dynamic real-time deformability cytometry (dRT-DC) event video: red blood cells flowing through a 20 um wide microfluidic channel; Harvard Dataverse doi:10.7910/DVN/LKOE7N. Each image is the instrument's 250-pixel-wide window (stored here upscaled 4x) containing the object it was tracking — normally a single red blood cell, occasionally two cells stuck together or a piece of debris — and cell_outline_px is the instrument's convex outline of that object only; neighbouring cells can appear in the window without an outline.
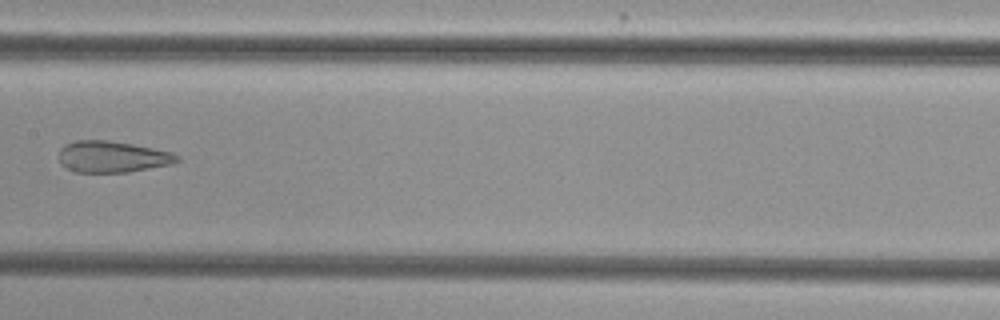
{"species": "common noctule bat (a hibernating species)", "species_latin": "Nyctalus noctula", "temperature_condition": "cold", "stored_images_in_passage": 5, "camera_frame_rate_fps": 3000, "um_per_image_px": 0.085, "animal": {"sex": "female", "body_mass_g": 29.2, "forearm_length_mm": 56.3}, "frame": {"image": 1, "passage_image": 5, "time_ms": 4.667, "image_size_px": [1000, 320], "cell_outline_px": [[180, 160], [172, 164], [128, 172], [72, 172], [64, 168], [60, 164], [60, 148], [64, 144], [76, 140], [108, 140], [132, 144], [172, 152], [180, 156]], "centroid_in_image_um": [9.52, 13.33], "position_along_channel_um": 197.9, "area_um2": 21.79}}